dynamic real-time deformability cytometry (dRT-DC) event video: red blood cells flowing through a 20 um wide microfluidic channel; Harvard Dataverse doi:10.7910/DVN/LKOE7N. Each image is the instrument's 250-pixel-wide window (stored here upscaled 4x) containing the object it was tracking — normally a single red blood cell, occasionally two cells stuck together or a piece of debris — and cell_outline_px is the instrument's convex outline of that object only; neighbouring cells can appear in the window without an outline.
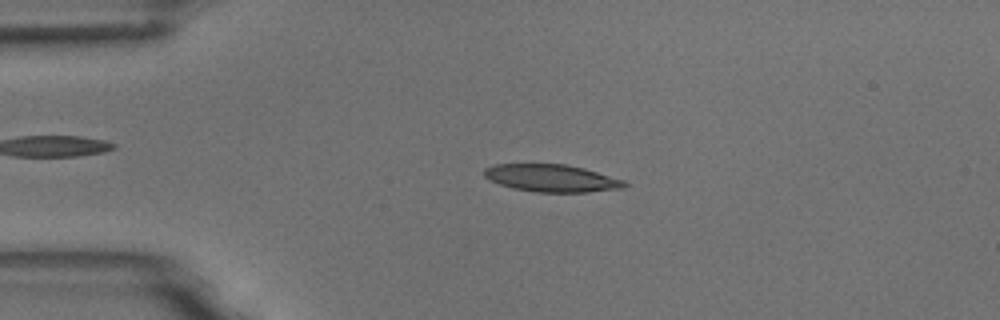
{"species": "common noctule bat (a hibernating species)", "species_latin": "Nyctalus noctula", "temperature_condition": "room temperature", "stored_images_in_passage": 53, "camera_frame_rate_fps": 3000, "um_per_image_px": 0.085, "animal": {"sex": "male", "body_mass_g": 18.8}, "frame": {"image": 1, "passage_image": 11, "time_ms": 3.333, "image_size_px": [1000, 320], "cell_outline_px": [[628, 184], [624, 188], [588, 192], [536, 192], [512, 188], [488, 180], [484, 176], [484, 168], [496, 164], [564, 164], [584, 168], [624, 180]], "centroid_in_image_um": [46.88, 15.14], "position_along_channel_um": 38.1, "area_um2": 22.43}}
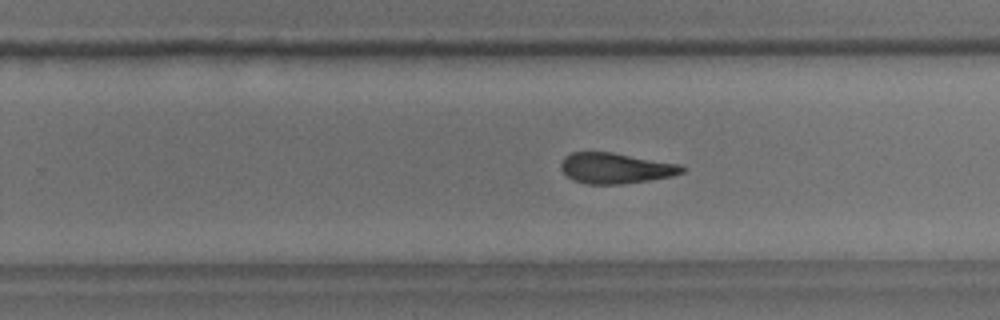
{"frame": {"image": 2, "passage_image": 33, "time_ms": 10.667, "image_size_px": [1000, 320], "cell_outline_px": [[684, 172], [672, 176], [624, 184], [588, 184], [572, 180], [560, 168], [560, 164], [564, 156], [572, 152], [612, 152], [680, 164], [684, 168]], "centroid_in_image_um": [52.3, 14.29], "position_along_channel_um": 277.5, "area_um2": 21.62}}
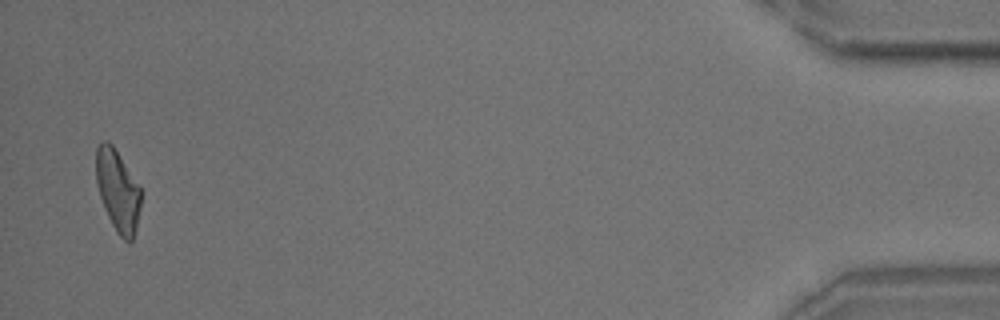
{"frame": {"image": 3, "passage_image": 52, "time_ms": 17.0, "image_size_px": [1000, 320], "cell_outline_px": [[144, 192], [136, 228], [132, 240], [128, 244], [116, 232], [104, 208], [96, 184], [96, 148], [104, 140], [108, 140], [112, 144]], "centroid_in_image_um": [10.03, 16.22], "position_along_channel_um": 425.2, "area_um2": 21.62}, "authors_computed_cell_mechanics": {"area_um2": 22.253, "velocity_mm_per_s": 3.6801, "shape_relaxation_time_tau1_ms": null, "shape_relaxation_time_tau2_ms": 5.2811, "deformation_change_tau1": null, "deformation_change_tau2": 0.1638}}